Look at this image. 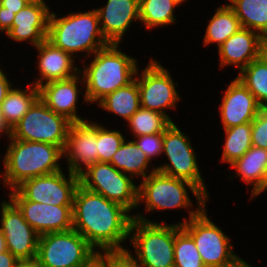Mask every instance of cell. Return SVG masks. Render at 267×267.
Masks as SVG:
<instances>
[{
	"mask_svg": "<svg viewBox=\"0 0 267 267\" xmlns=\"http://www.w3.org/2000/svg\"><path fill=\"white\" fill-rule=\"evenodd\" d=\"M129 213L121 204L79 185L72 209L73 229L98 252L123 251L133 220Z\"/></svg>",
	"mask_w": 267,
	"mask_h": 267,
	"instance_id": "cell-1",
	"label": "cell"
},
{
	"mask_svg": "<svg viewBox=\"0 0 267 267\" xmlns=\"http://www.w3.org/2000/svg\"><path fill=\"white\" fill-rule=\"evenodd\" d=\"M119 44L110 43L93 54L92 61L81 68L85 87L84 102L97 104L107 94L131 83L138 68L137 59L119 49ZM82 70V71H81Z\"/></svg>",
	"mask_w": 267,
	"mask_h": 267,
	"instance_id": "cell-2",
	"label": "cell"
},
{
	"mask_svg": "<svg viewBox=\"0 0 267 267\" xmlns=\"http://www.w3.org/2000/svg\"><path fill=\"white\" fill-rule=\"evenodd\" d=\"M4 155L2 182L4 187L16 189L24 181L62 170L60 159L63 149L59 146L9 138Z\"/></svg>",
	"mask_w": 267,
	"mask_h": 267,
	"instance_id": "cell-3",
	"label": "cell"
},
{
	"mask_svg": "<svg viewBox=\"0 0 267 267\" xmlns=\"http://www.w3.org/2000/svg\"><path fill=\"white\" fill-rule=\"evenodd\" d=\"M47 40L73 57L86 51L85 58L110 44L101 32L95 9L62 17L50 12Z\"/></svg>",
	"mask_w": 267,
	"mask_h": 267,
	"instance_id": "cell-4",
	"label": "cell"
},
{
	"mask_svg": "<svg viewBox=\"0 0 267 267\" xmlns=\"http://www.w3.org/2000/svg\"><path fill=\"white\" fill-rule=\"evenodd\" d=\"M132 215L128 240L140 267H174L175 235L181 224L150 221L139 212Z\"/></svg>",
	"mask_w": 267,
	"mask_h": 267,
	"instance_id": "cell-5",
	"label": "cell"
},
{
	"mask_svg": "<svg viewBox=\"0 0 267 267\" xmlns=\"http://www.w3.org/2000/svg\"><path fill=\"white\" fill-rule=\"evenodd\" d=\"M187 189L191 190L198 204L206 205L208 197L189 181L178 179L155 171L141 180L138 185L137 208L145 203V212L193 208ZM144 202V203H143Z\"/></svg>",
	"mask_w": 267,
	"mask_h": 267,
	"instance_id": "cell-6",
	"label": "cell"
},
{
	"mask_svg": "<svg viewBox=\"0 0 267 267\" xmlns=\"http://www.w3.org/2000/svg\"><path fill=\"white\" fill-rule=\"evenodd\" d=\"M207 214L206 205H198L178 224L193 239L206 267H227L239 256L233 251L230 237Z\"/></svg>",
	"mask_w": 267,
	"mask_h": 267,
	"instance_id": "cell-7",
	"label": "cell"
},
{
	"mask_svg": "<svg viewBox=\"0 0 267 267\" xmlns=\"http://www.w3.org/2000/svg\"><path fill=\"white\" fill-rule=\"evenodd\" d=\"M80 185L85 189L100 194L130 212L137 209L138 186L134 178L116 169L111 163L96 162L79 174Z\"/></svg>",
	"mask_w": 267,
	"mask_h": 267,
	"instance_id": "cell-8",
	"label": "cell"
},
{
	"mask_svg": "<svg viewBox=\"0 0 267 267\" xmlns=\"http://www.w3.org/2000/svg\"><path fill=\"white\" fill-rule=\"evenodd\" d=\"M97 251L74 229L39 235L37 256L41 267H80Z\"/></svg>",
	"mask_w": 267,
	"mask_h": 267,
	"instance_id": "cell-9",
	"label": "cell"
},
{
	"mask_svg": "<svg viewBox=\"0 0 267 267\" xmlns=\"http://www.w3.org/2000/svg\"><path fill=\"white\" fill-rule=\"evenodd\" d=\"M71 123L38 98L12 128L11 137L16 140L50 143L64 149Z\"/></svg>",
	"mask_w": 267,
	"mask_h": 267,
	"instance_id": "cell-10",
	"label": "cell"
},
{
	"mask_svg": "<svg viewBox=\"0 0 267 267\" xmlns=\"http://www.w3.org/2000/svg\"><path fill=\"white\" fill-rule=\"evenodd\" d=\"M163 155L170 164L163 163L156 167L157 171L191 182L210 198L189 137L174 122L164 131Z\"/></svg>",
	"mask_w": 267,
	"mask_h": 267,
	"instance_id": "cell-11",
	"label": "cell"
},
{
	"mask_svg": "<svg viewBox=\"0 0 267 267\" xmlns=\"http://www.w3.org/2000/svg\"><path fill=\"white\" fill-rule=\"evenodd\" d=\"M149 60L142 72L139 74L137 70V76H135L140 92V107L161 113L173 123L165 110L177 108L176 105L180 100L179 92L175 87L177 83L172 79L169 70L160 62L152 58Z\"/></svg>",
	"mask_w": 267,
	"mask_h": 267,
	"instance_id": "cell-12",
	"label": "cell"
},
{
	"mask_svg": "<svg viewBox=\"0 0 267 267\" xmlns=\"http://www.w3.org/2000/svg\"><path fill=\"white\" fill-rule=\"evenodd\" d=\"M68 172V178L60 170L28 179L16 190L29 201L56 206L73 205L76 189L80 185V178L78 174Z\"/></svg>",
	"mask_w": 267,
	"mask_h": 267,
	"instance_id": "cell-13",
	"label": "cell"
},
{
	"mask_svg": "<svg viewBox=\"0 0 267 267\" xmlns=\"http://www.w3.org/2000/svg\"><path fill=\"white\" fill-rule=\"evenodd\" d=\"M0 205V231L6 240L7 250L18 260L35 258L39 234L10 199L2 201Z\"/></svg>",
	"mask_w": 267,
	"mask_h": 267,
	"instance_id": "cell-14",
	"label": "cell"
},
{
	"mask_svg": "<svg viewBox=\"0 0 267 267\" xmlns=\"http://www.w3.org/2000/svg\"><path fill=\"white\" fill-rule=\"evenodd\" d=\"M10 200L22 212L24 219L39 234L73 229V205H49L26 200L16 189L10 190Z\"/></svg>",
	"mask_w": 267,
	"mask_h": 267,
	"instance_id": "cell-15",
	"label": "cell"
},
{
	"mask_svg": "<svg viewBox=\"0 0 267 267\" xmlns=\"http://www.w3.org/2000/svg\"><path fill=\"white\" fill-rule=\"evenodd\" d=\"M66 157L68 171L80 174L89 165L98 162L97 156V122L83 121L71 123L63 158Z\"/></svg>",
	"mask_w": 267,
	"mask_h": 267,
	"instance_id": "cell-16",
	"label": "cell"
},
{
	"mask_svg": "<svg viewBox=\"0 0 267 267\" xmlns=\"http://www.w3.org/2000/svg\"><path fill=\"white\" fill-rule=\"evenodd\" d=\"M50 12L45 0H32L15 14L12 27L5 35L13 41H26L37 47L47 39Z\"/></svg>",
	"mask_w": 267,
	"mask_h": 267,
	"instance_id": "cell-17",
	"label": "cell"
},
{
	"mask_svg": "<svg viewBox=\"0 0 267 267\" xmlns=\"http://www.w3.org/2000/svg\"><path fill=\"white\" fill-rule=\"evenodd\" d=\"M265 47L266 40L258 32L241 27L217 48L220 69L234 66L241 70L260 57L265 52Z\"/></svg>",
	"mask_w": 267,
	"mask_h": 267,
	"instance_id": "cell-18",
	"label": "cell"
},
{
	"mask_svg": "<svg viewBox=\"0 0 267 267\" xmlns=\"http://www.w3.org/2000/svg\"><path fill=\"white\" fill-rule=\"evenodd\" d=\"M219 113L223 129L252 122L262 107L237 78L228 84L221 97Z\"/></svg>",
	"mask_w": 267,
	"mask_h": 267,
	"instance_id": "cell-19",
	"label": "cell"
},
{
	"mask_svg": "<svg viewBox=\"0 0 267 267\" xmlns=\"http://www.w3.org/2000/svg\"><path fill=\"white\" fill-rule=\"evenodd\" d=\"M79 83L84 84L82 75L59 81H51L39 87V98L57 114L63 115L72 123L86 121L77 114L80 96Z\"/></svg>",
	"mask_w": 267,
	"mask_h": 267,
	"instance_id": "cell-20",
	"label": "cell"
},
{
	"mask_svg": "<svg viewBox=\"0 0 267 267\" xmlns=\"http://www.w3.org/2000/svg\"><path fill=\"white\" fill-rule=\"evenodd\" d=\"M95 9L100 29L109 43L120 44L132 22L140 21L139 0H107Z\"/></svg>",
	"mask_w": 267,
	"mask_h": 267,
	"instance_id": "cell-21",
	"label": "cell"
},
{
	"mask_svg": "<svg viewBox=\"0 0 267 267\" xmlns=\"http://www.w3.org/2000/svg\"><path fill=\"white\" fill-rule=\"evenodd\" d=\"M38 73L41 77L35 78L37 88L51 81L66 80L79 74L80 69L75 66L74 57L60 48L55 47L45 39L37 47Z\"/></svg>",
	"mask_w": 267,
	"mask_h": 267,
	"instance_id": "cell-22",
	"label": "cell"
},
{
	"mask_svg": "<svg viewBox=\"0 0 267 267\" xmlns=\"http://www.w3.org/2000/svg\"><path fill=\"white\" fill-rule=\"evenodd\" d=\"M230 166L236 170L237 177L252 186L253 195L260 188L267 171V149L252 146Z\"/></svg>",
	"mask_w": 267,
	"mask_h": 267,
	"instance_id": "cell-23",
	"label": "cell"
},
{
	"mask_svg": "<svg viewBox=\"0 0 267 267\" xmlns=\"http://www.w3.org/2000/svg\"><path fill=\"white\" fill-rule=\"evenodd\" d=\"M109 163L134 179L136 176L137 178L140 176L143 180L151 173L157 171L156 166L152 167L151 171L148 169L151 164L148 157L133 140L128 142L124 140ZM147 172L149 173L147 174Z\"/></svg>",
	"mask_w": 267,
	"mask_h": 267,
	"instance_id": "cell-24",
	"label": "cell"
},
{
	"mask_svg": "<svg viewBox=\"0 0 267 267\" xmlns=\"http://www.w3.org/2000/svg\"><path fill=\"white\" fill-rule=\"evenodd\" d=\"M97 106L128 121L140 108V92L136 79L107 94Z\"/></svg>",
	"mask_w": 267,
	"mask_h": 267,
	"instance_id": "cell-25",
	"label": "cell"
},
{
	"mask_svg": "<svg viewBox=\"0 0 267 267\" xmlns=\"http://www.w3.org/2000/svg\"><path fill=\"white\" fill-rule=\"evenodd\" d=\"M208 23L204 46L215 43L219 47L241 28L238 17L228 4L218 6Z\"/></svg>",
	"mask_w": 267,
	"mask_h": 267,
	"instance_id": "cell-26",
	"label": "cell"
},
{
	"mask_svg": "<svg viewBox=\"0 0 267 267\" xmlns=\"http://www.w3.org/2000/svg\"><path fill=\"white\" fill-rule=\"evenodd\" d=\"M27 85L29 87L25 90L12 87L0 106L1 114L11 129L39 98V88L32 83Z\"/></svg>",
	"mask_w": 267,
	"mask_h": 267,
	"instance_id": "cell-27",
	"label": "cell"
},
{
	"mask_svg": "<svg viewBox=\"0 0 267 267\" xmlns=\"http://www.w3.org/2000/svg\"><path fill=\"white\" fill-rule=\"evenodd\" d=\"M241 27L258 32L267 41V0H228Z\"/></svg>",
	"mask_w": 267,
	"mask_h": 267,
	"instance_id": "cell-28",
	"label": "cell"
},
{
	"mask_svg": "<svg viewBox=\"0 0 267 267\" xmlns=\"http://www.w3.org/2000/svg\"><path fill=\"white\" fill-rule=\"evenodd\" d=\"M255 97L262 108H267V53L250 62L236 77Z\"/></svg>",
	"mask_w": 267,
	"mask_h": 267,
	"instance_id": "cell-29",
	"label": "cell"
},
{
	"mask_svg": "<svg viewBox=\"0 0 267 267\" xmlns=\"http://www.w3.org/2000/svg\"><path fill=\"white\" fill-rule=\"evenodd\" d=\"M180 4L177 0H139L140 22L147 30L172 25L176 21L174 8Z\"/></svg>",
	"mask_w": 267,
	"mask_h": 267,
	"instance_id": "cell-30",
	"label": "cell"
},
{
	"mask_svg": "<svg viewBox=\"0 0 267 267\" xmlns=\"http://www.w3.org/2000/svg\"><path fill=\"white\" fill-rule=\"evenodd\" d=\"M225 142L221 161L232 164L252 147V122L233 126L223 130Z\"/></svg>",
	"mask_w": 267,
	"mask_h": 267,
	"instance_id": "cell-31",
	"label": "cell"
},
{
	"mask_svg": "<svg viewBox=\"0 0 267 267\" xmlns=\"http://www.w3.org/2000/svg\"><path fill=\"white\" fill-rule=\"evenodd\" d=\"M127 122L134 137L164 132L172 124L165 115L142 107Z\"/></svg>",
	"mask_w": 267,
	"mask_h": 267,
	"instance_id": "cell-32",
	"label": "cell"
},
{
	"mask_svg": "<svg viewBox=\"0 0 267 267\" xmlns=\"http://www.w3.org/2000/svg\"><path fill=\"white\" fill-rule=\"evenodd\" d=\"M174 267H206L193 239L183 229L175 235Z\"/></svg>",
	"mask_w": 267,
	"mask_h": 267,
	"instance_id": "cell-33",
	"label": "cell"
},
{
	"mask_svg": "<svg viewBox=\"0 0 267 267\" xmlns=\"http://www.w3.org/2000/svg\"><path fill=\"white\" fill-rule=\"evenodd\" d=\"M124 140L125 136L120 131L108 129L97 123L98 162L109 163Z\"/></svg>",
	"mask_w": 267,
	"mask_h": 267,
	"instance_id": "cell-34",
	"label": "cell"
},
{
	"mask_svg": "<svg viewBox=\"0 0 267 267\" xmlns=\"http://www.w3.org/2000/svg\"><path fill=\"white\" fill-rule=\"evenodd\" d=\"M134 138L133 141L146 154L150 162L153 158L156 159L158 158L156 156H160L163 153L164 132L146 134Z\"/></svg>",
	"mask_w": 267,
	"mask_h": 267,
	"instance_id": "cell-35",
	"label": "cell"
},
{
	"mask_svg": "<svg viewBox=\"0 0 267 267\" xmlns=\"http://www.w3.org/2000/svg\"><path fill=\"white\" fill-rule=\"evenodd\" d=\"M252 146L267 149V108H262L252 121Z\"/></svg>",
	"mask_w": 267,
	"mask_h": 267,
	"instance_id": "cell-36",
	"label": "cell"
},
{
	"mask_svg": "<svg viewBox=\"0 0 267 267\" xmlns=\"http://www.w3.org/2000/svg\"><path fill=\"white\" fill-rule=\"evenodd\" d=\"M110 267H140L129 249L110 251Z\"/></svg>",
	"mask_w": 267,
	"mask_h": 267,
	"instance_id": "cell-37",
	"label": "cell"
},
{
	"mask_svg": "<svg viewBox=\"0 0 267 267\" xmlns=\"http://www.w3.org/2000/svg\"><path fill=\"white\" fill-rule=\"evenodd\" d=\"M80 267H110V251H97Z\"/></svg>",
	"mask_w": 267,
	"mask_h": 267,
	"instance_id": "cell-38",
	"label": "cell"
},
{
	"mask_svg": "<svg viewBox=\"0 0 267 267\" xmlns=\"http://www.w3.org/2000/svg\"><path fill=\"white\" fill-rule=\"evenodd\" d=\"M14 17V12L5 11V7L0 6V33L5 34L11 29Z\"/></svg>",
	"mask_w": 267,
	"mask_h": 267,
	"instance_id": "cell-39",
	"label": "cell"
},
{
	"mask_svg": "<svg viewBox=\"0 0 267 267\" xmlns=\"http://www.w3.org/2000/svg\"><path fill=\"white\" fill-rule=\"evenodd\" d=\"M32 0H0V6L5 7V11L15 14L23 9Z\"/></svg>",
	"mask_w": 267,
	"mask_h": 267,
	"instance_id": "cell-40",
	"label": "cell"
},
{
	"mask_svg": "<svg viewBox=\"0 0 267 267\" xmlns=\"http://www.w3.org/2000/svg\"><path fill=\"white\" fill-rule=\"evenodd\" d=\"M13 83L9 81L6 74L3 72V70L0 68V106L3 103L7 93L12 88Z\"/></svg>",
	"mask_w": 267,
	"mask_h": 267,
	"instance_id": "cell-41",
	"label": "cell"
},
{
	"mask_svg": "<svg viewBox=\"0 0 267 267\" xmlns=\"http://www.w3.org/2000/svg\"><path fill=\"white\" fill-rule=\"evenodd\" d=\"M17 260L8 250L0 253V267H14Z\"/></svg>",
	"mask_w": 267,
	"mask_h": 267,
	"instance_id": "cell-42",
	"label": "cell"
},
{
	"mask_svg": "<svg viewBox=\"0 0 267 267\" xmlns=\"http://www.w3.org/2000/svg\"><path fill=\"white\" fill-rule=\"evenodd\" d=\"M14 267H41L39 264L38 259L32 258V259H21L17 260Z\"/></svg>",
	"mask_w": 267,
	"mask_h": 267,
	"instance_id": "cell-43",
	"label": "cell"
},
{
	"mask_svg": "<svg viewBox=\"0 0 267 267\" xmlns=\"http://www.w3.org/2000/svg\"><path fill=\"white\" fill-rule=\"evenodd\" d=\"M11 133H12V129L9 127V125L5 121L0 111V136L5 134L7 135V138L9 139L11 137Z\"/></svg>",
	"mask_w": 267,
	"mask_h": 267,
	"instance_id": "cell-44",
	"label": "cell"
},
{
	"mask_svg": "<svg viewBox=\"0 0 267 267\" xmlns=\"http://www.w3.org/2000/svg\"><path fill=\"white\" fill-rule=\"evenodd\" d=\"M264 191H267V171H266V174H265V177H264V180L260 186V188L253 194L251 195V199L252 197L255 198L257 197L258 195L260 196V194Z\"/></svg>",
	"mask_w": 267,
	"mask_h": 267,
	"instance_id": "cell-45",
	"label": "cell"
},
{
	"mask_svg": "<svg viewBox=\"0 0 267 267\" xmlns=\"http://www.w3.org/2000/svg\"><path fill=\"white\" fill-rule=\"evenodd\" d=\"M227 267H252L248 262L244 261L240 256Z\"/></svg>",
	"mask_w": 267,
	"mask_h": 267,
	"instance_id": "cell-46",
	"label": "cell"
},
{
	"mask_svg": "<svg viewBox=\"0 0 267 267\" xmlns=\"http://www.w3.org/2000/svg\"><path fill=\"white\" fill-rule=\"evenodd\" d=\"M7 251L6 240L3 233L0 231V253Z\"/></svg>",
	"mask_w": 267,
	"mask_h": 267,
	"instance_id": "cell-47",
	"label": "cell"
},
{
	"mask_svg": "<svg viewBox=\"0 0 267 267\" xmlns=\"http://www.w3.org/2000/svg\"><path fill=\"white\" fill-rule=\"evenodd\" d=\"M177 1H179L180 3H183V2L186 1V0H177Z\"/></svg>",
	"mask_w": 267,
	"mask_h": 267,
	"instance_id": "cell-48",
	"label": "cell"
},
{
	"mask_svg": "<svg viewBox=\"0 0 267 267\" xmlns=\"http://www.w3.org/2000/svg\"><path fill=\"white\" fill-rule=\"evenodd\" d=\"M265 52L267 53V41H266V47H265Z\"/></svg>",
	"mask_w": 267,
	"mask_h": 267,
	"instance_id": "cell-49",
	"label": "cell"
}]
</instances>
